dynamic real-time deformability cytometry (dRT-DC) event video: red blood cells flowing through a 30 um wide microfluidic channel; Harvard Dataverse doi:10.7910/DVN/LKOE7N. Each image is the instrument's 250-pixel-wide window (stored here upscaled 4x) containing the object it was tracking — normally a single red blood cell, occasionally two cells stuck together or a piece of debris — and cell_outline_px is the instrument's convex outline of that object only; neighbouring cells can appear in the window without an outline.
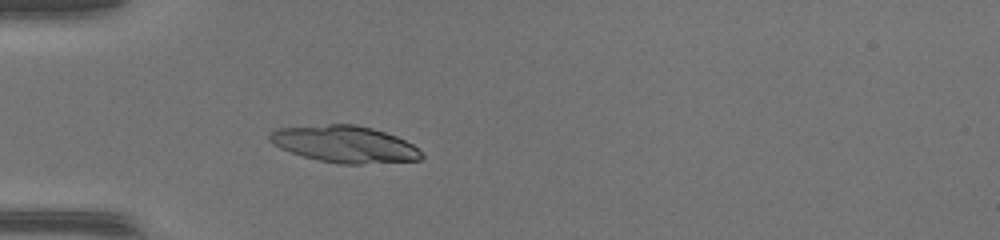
{"species": "common noctule bat (a hibernating species)", "species_latin": "Nyctalus noctula", "temperature_condition": "warm", "stored_images_in_passage": 35, "camera_frame_rate_fps": 3000, "um_per_image_px": 0.085, "animal": {"sex": "female", "body_mass_g": 17.0, "forearm_length_mm": 48.0}, "frame": {"image": 1, "passage_image": 1, "time_ms": 0.0, "image_size_px": [1000, 240], "cell_outline_px": [[424, 156], [420, 160], [360, 164], [340, 164], [320, 160], [304, 156], [280, 148], [272, 144], [268, 140], [268, 136], [276, 128], [328, 124], [356, 124], [372, 128], [396, 136], [412, 144]], "centroid_in_image_um": [29.27, 12.25], "position_along_channel_um": 55.7, "area_um2": 32.37}}